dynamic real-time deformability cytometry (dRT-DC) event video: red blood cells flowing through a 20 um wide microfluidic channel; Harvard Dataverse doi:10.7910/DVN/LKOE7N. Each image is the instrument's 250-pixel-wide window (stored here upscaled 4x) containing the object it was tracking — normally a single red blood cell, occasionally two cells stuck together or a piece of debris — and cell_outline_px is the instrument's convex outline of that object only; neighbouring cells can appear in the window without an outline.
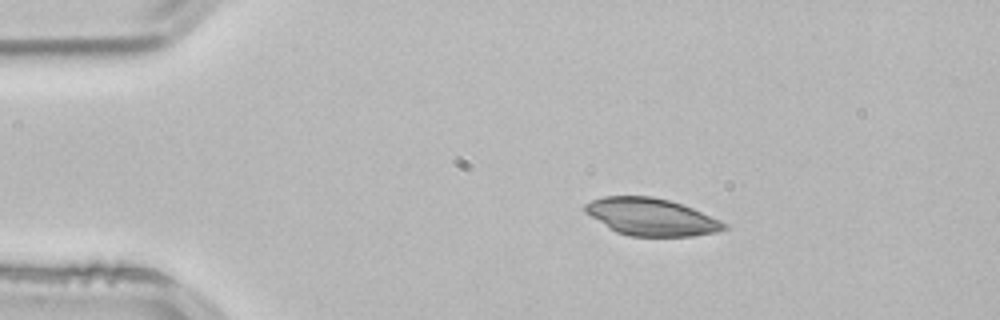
{"species": "common noctule bat (a hibernating species)", "species_latin": "Nyctalus noctula", "temperature_condition": "room temperature", "stored_images_in_passage": 2, "camera_frame_rate_fps": 3000, "um_per_image_px": 0.085, "animal": {"sex": "male", "body_mass_g": 21.5, "forearm_length_mm": 52.0}, "frame": {"image": 1, "passage_image": 1, "time_ms": 0.0, "image_size_px": [1000, 320], "cell_outline_px": [[728, 228], [716, 232], [692, 236], [628, 236], [616, 232], [608, 228], [584, 212], [584, 204], [592, 200], [604, 196], [652, 196], [668, 200], [692, 208], [720, 220], [728, 224]], "centroid_in_image_um": [55.33, 18.44], "position_along_channel_um": 29.7, "area_um2": 30.17}}